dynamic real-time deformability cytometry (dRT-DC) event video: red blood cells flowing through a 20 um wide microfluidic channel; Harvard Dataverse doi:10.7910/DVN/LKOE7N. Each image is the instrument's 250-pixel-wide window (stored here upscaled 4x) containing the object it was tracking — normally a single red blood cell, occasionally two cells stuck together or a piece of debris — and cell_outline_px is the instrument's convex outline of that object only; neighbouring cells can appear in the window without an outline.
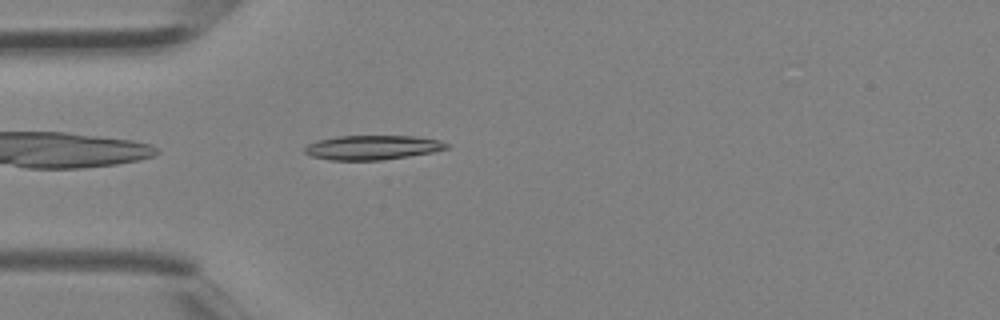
{"species": "Egyptian fruit bat (a non-hibernating species)", "species_latin": "Rousettus aegyptiacus", "temperature_condition": "room temperature", "stored_images_in_passage": 3, "camera_frame_rate_fps": 3000, "um_per_image_px": 0.085, "animal": {"sex": "female"}, "frame": {"image": 1, "passage_image": 3, "time_ms": 0.667, "image_size_px": [1000, 320], "cell_outline_px": [[448, 148], [432, 152], [408, 156], [380, 160], [332, 160], [312, 156], [304, 152], [304, 148], [308, 144], [316, 140], [336, 136], [416, 136], [440, 140], [448, 144]], "centroid_in_image_um": [31.64, 12.53], "position_along_channel_um": 53.4, "area_um2": 20.11}}